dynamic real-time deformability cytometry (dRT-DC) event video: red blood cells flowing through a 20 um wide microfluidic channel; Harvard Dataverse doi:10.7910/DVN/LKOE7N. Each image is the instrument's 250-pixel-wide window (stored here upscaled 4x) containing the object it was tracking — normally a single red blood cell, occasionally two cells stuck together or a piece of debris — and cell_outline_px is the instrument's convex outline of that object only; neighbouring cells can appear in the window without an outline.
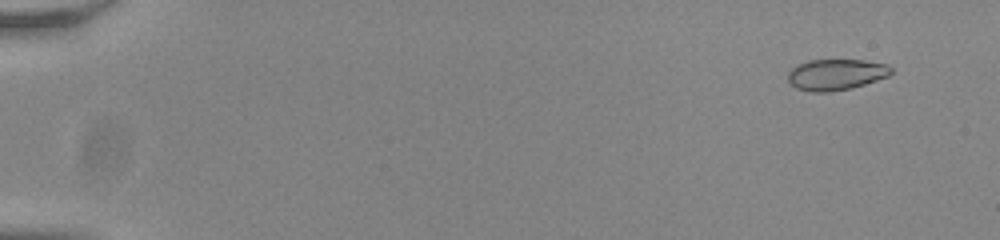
{"species": "common noctule bat (a hibernating species)", "species_latin": "Nyctalus noctula", "temperature_condition": "room temperature", "stored_images_in_passage": 21, "camera_frame_rate_fps": 3000, "um_per_image_px": 0.085, "animal": {"sex": "male", "body_mass_g": 20.0, "forearm_length_mm": 53.3}, "frame": {"image": 1, "passage_image": 5, "time_ms": 1.333, "image_size_px": [1000, 240], "cell_outline_px": [[892, 72], [888, 76], [852, 88], [828, 92], [812, 92], [796, 88], [788, 80], [788, 72], [792, 68], [808, 60], [864, 60], [888, 64], [892, 68]], "centroid_in_image_um": [71.07, 6.33], "position_along_channel_um": 13.9, "area_um2": 18.61}}
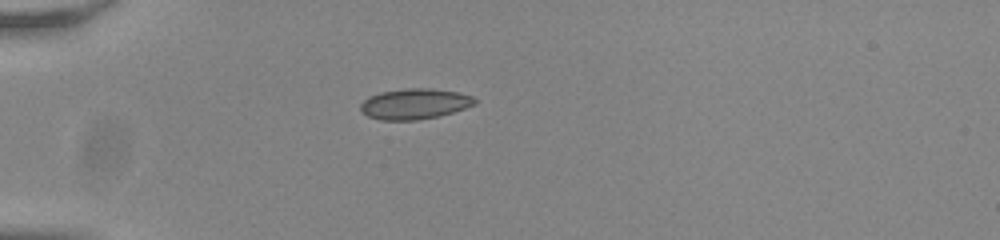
{"frame": {"image": 2, "passage_image": 18, "time_ms": 5.667, "image_size_px": [1000, 240], "cell_outline_px": [[476, 104], [440, 116], [416, 120], [380, 120], [368, 116], [360, 112], [360, 104], [368, 96], [380, 92], [408, 88], [432, 88], [460, 92], [472, 96], [476, 100]], "centroid_in_image_um": [35.23, 8.82], "position_along_channel_um": 49.8, "area_um2": 20.52}}